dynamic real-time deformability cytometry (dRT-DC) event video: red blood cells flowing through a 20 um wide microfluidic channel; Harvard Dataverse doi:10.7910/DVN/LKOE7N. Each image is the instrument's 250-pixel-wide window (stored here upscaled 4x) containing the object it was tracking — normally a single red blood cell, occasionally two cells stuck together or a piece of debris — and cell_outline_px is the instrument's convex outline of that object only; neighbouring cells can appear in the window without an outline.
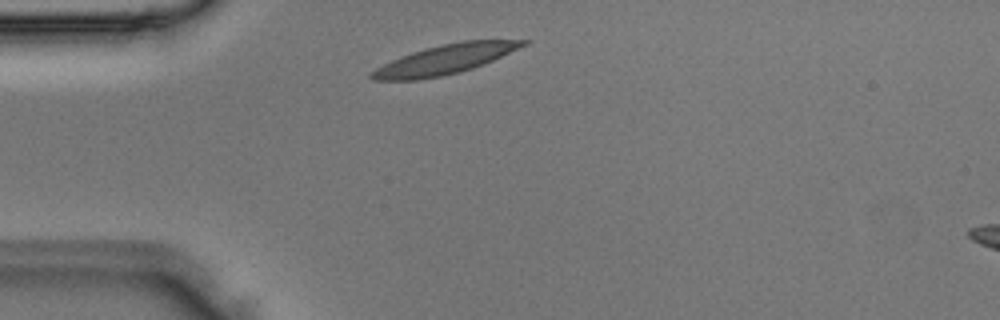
{"species": "Egyptian fruit bat (a non-hibernating species)", "species_latin": "Rousettus aegyptiacus", "temperature_condition": "room temperature", "stored_images_in_passage": 2, "camera_frame_rate_fps": 3000, "um_per_image_px": 0.085, "animal": {"sex": "male"}, "frame": {"image": 1, "passage_image": 1, "time_ms": 0.0, "image_size_px": [1000, 320], "cell_outline_px": [[532, 40], [528, 44], [484, 64], [460, 72], [440, 76], [416, 80], [372, 80], [368, 76], [368, 72], [392, 60], [412, 52], [460, 40]], "centroid_in_image_um": [37.81, 5.06], "position_along_channel_um": 47.2, "area_um2": 25.78}}